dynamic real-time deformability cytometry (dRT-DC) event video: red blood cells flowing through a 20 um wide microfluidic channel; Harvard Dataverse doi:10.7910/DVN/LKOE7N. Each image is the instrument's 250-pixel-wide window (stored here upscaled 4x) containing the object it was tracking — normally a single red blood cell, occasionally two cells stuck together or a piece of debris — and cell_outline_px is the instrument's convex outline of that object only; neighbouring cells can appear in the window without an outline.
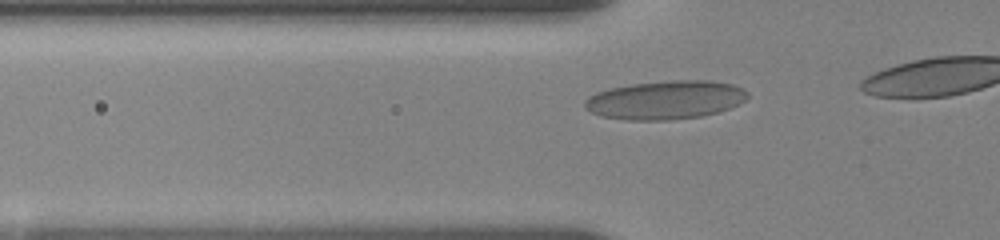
{"species": "human", "species_latin": "Homo sapiens", "temperature_condition": "room temperature", "stored_images_in_passage": 13, "camera_frame_rate_fps": 3000, "um_per_image_px": 0.085, "donor": {"sex": "female"}, "frame": {"image": 1, "passage_image": 10, "time_ms": 3.0, "image_size_px": [1000, 240], "cell_outline_px": [[748, 96], [740, 104], [720, 112], [700, 116], [668, 120], [628, 120], [600, 116], [584, 108], [584, 100], [588, 96], [596, 92], [612, 88], [632, 84], [672, 80], [712, 80], [732, 84], [744, 88], [748, 92]], "centroid_in_image_um": [56.58, 8.49], "position_along_channel_um": 69.2, "area_um2": 36.82}}